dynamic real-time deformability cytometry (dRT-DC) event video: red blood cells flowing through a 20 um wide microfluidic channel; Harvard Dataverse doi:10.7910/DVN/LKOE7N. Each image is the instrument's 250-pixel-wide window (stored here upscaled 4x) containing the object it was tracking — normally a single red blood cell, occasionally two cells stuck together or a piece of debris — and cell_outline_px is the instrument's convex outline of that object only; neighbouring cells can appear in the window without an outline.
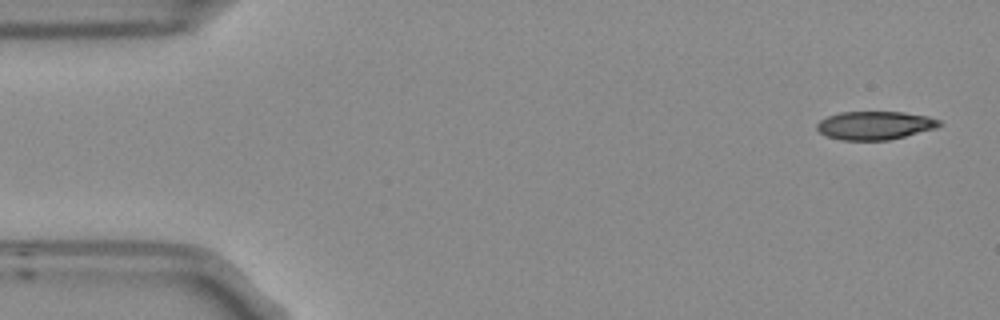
{"species": "Egyptian fruit bat (a non-hibernating species)", "species_latin": "Rousettus aegyptiacus", "temperature_condition": "room temperature", "stored_images_in_passage": 8, "camera_frame_rate_fps": 3000, "um_per_image_px": 0.085, "frame": {"image": 1, "passage_image": 1, "time_ms": 0.0, "image_size_px": [1000, 320], "cell_outline_px": [[944, 124], [936, 128], [888, 140], [840, 140], [824, 136], [816, 128], [816, 124], [820, 120], [828, 116], [840, 112], [904, 112], [928, 116], [940, 120]], "centroid_in_image_um": [74.35, 10.66], "position_along_channel_um": 10.6, "area_um2": 20.35}}
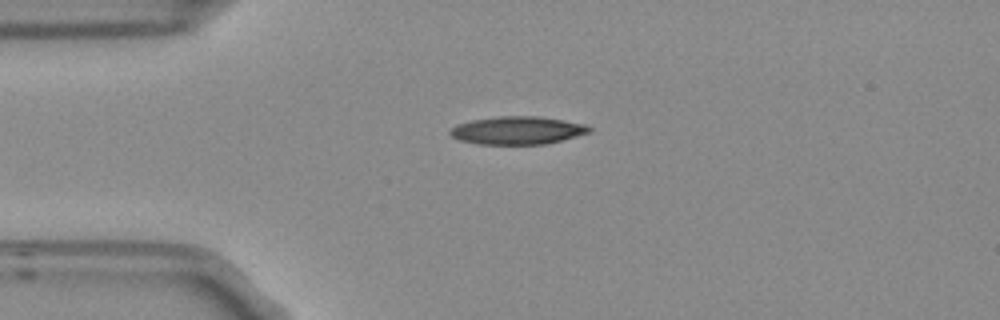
{"frame": {"image": 2, "passage_image": 3, "time_ms": 0.667, "image_size_px": [1000, 320], "cell_outline_px": [[592, 128], [588, 132], [560, 140], [544, 144], [480, 144], [460, 140], [452, 136], [448, 132], [456, 124], [472, 120], [500, 116], [540, 116], [564, 120], [584, 124]], "centroid_in_image_um": [43.95, 11.07], "position_along_channel_um": 41.1, "area_um2": 22.37}}
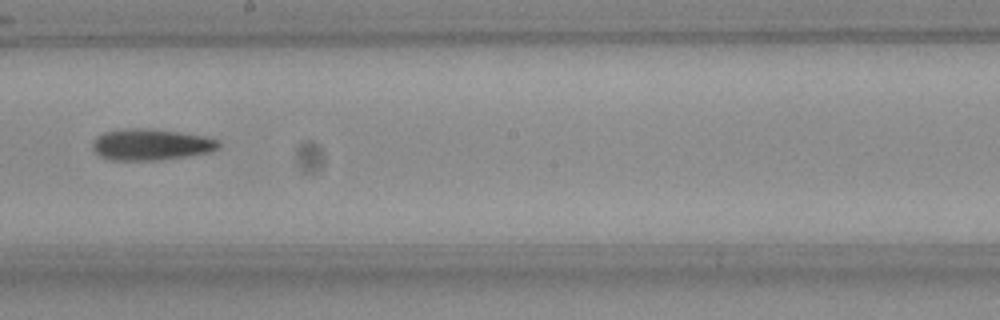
{"frame": {"image": 3, "passage_image": 8, "time_ms": 2.333, "image_size_px": [1000, 320], "cell_outline_px": [[220, 144], [216, 148], [208, 152], [188, 156], [160, 160], [112, 160], [100, 156], [92, 148], [92, 144], [96, 136], [104, 132], [124, 128], [152, 128], [204, 136], [220, 140]], "centroid_in_image_um": [12.8, 12.28], "position_along_channel_um": 235.4, "area_um2": 23.06}}